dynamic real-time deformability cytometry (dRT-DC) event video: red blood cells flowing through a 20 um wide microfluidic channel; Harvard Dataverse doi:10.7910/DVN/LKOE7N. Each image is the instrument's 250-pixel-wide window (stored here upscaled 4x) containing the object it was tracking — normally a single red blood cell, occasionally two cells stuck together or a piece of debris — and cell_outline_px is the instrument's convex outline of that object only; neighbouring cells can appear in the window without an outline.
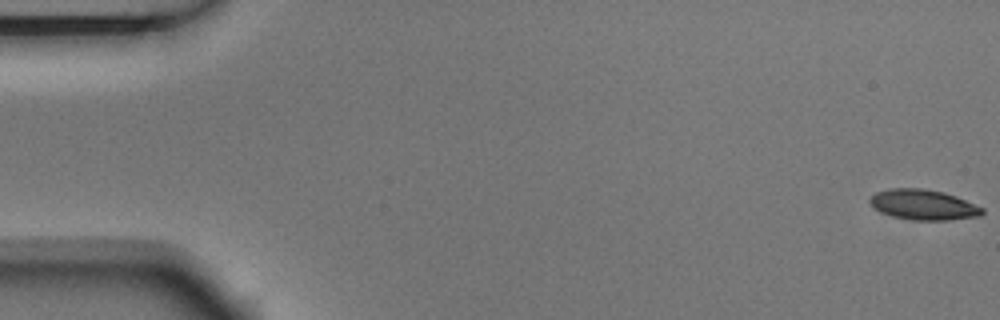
{"species": "Egyptian fruit bat (a non-hibernating species)", "species_latin": "Rousettus aegyptiacus", "temperature_condition": "room temperature", "stored_images_in_passage": 5, "camera_frame_rate_fps": 3000, "um_per_image_px": 0.085, "animal": {"sex": "male"}, "frame": {"image": 1, "passage_image": 1, "time_ms": 0.0, "image_size_px": [1000, 320], "cell_outline_px": [[984, 212], [980, 216], [948, 220], [916, 220], [892, 216], [876, 208], [868, 200], [876, 192], [888, 188], [920, 188], [944, 192], [956, 196], [984, 208]], "centroid_in_image_um": [78.52, 17.39], "position_along_channel_um": 6.5, "area_um2": 19.65}}
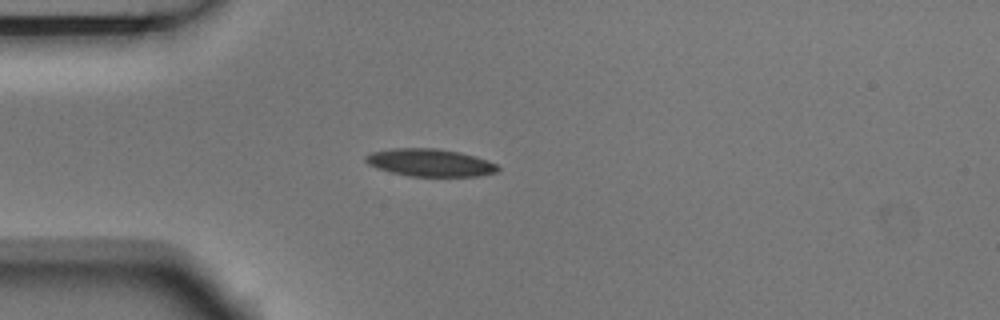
{"frame": {"image": 2, "passage_image": 5, "time_ms": 1.333, "image_size_px": [1000, 320], "cell_outline_px": [[500, 168], [496, 172], [476, 176], [408, 176], [376, 168], [368, 164], [364, 160], [364, 156], [372, 152], [392, 148], [436, 148], [460, 152], [476, 156], [496, 164]], "centroid_in_image_um": [36.52, 13.82], "position_along_channel_um": 48.5, "area_um2": 21.21}}